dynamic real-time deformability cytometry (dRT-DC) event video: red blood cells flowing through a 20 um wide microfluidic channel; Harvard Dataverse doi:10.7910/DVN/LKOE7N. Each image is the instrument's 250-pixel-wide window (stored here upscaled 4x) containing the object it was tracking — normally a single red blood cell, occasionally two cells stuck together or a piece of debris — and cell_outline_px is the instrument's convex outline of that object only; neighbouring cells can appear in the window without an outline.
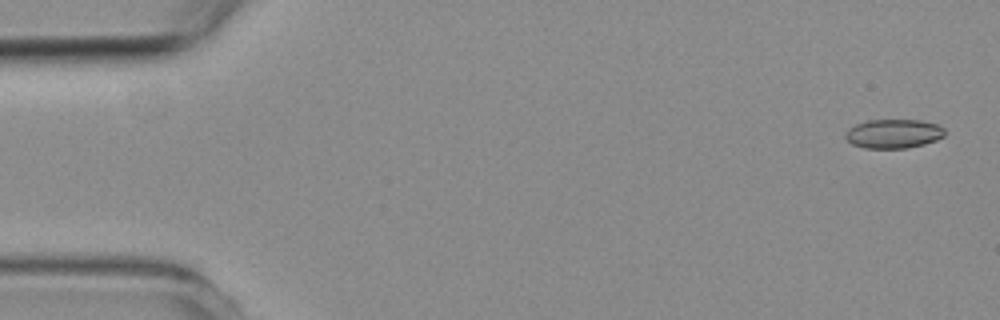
{"species": "common noctule bat (a hibernating species)", "species_latin": "Nyctalus noctula", "temperature_condition": "room temperature", "stored_images_in_passage": 4, "camera_frame_rate_fps": 3000, "um_per_image_px": 0.085, "animal": {"sex": "female", "body_mass_g": 19.3, "forearm_length_mm": 54.1}, "frame": {"image": 1, "passage_image": 1, "time_ms": 0.0, "image_size_px": [1000, 320], "cell_outline_px": [[944, 136], [936, 140], [924, 144], [908, 148], [864, 148], [852, 144], [844, 136], [848, 128], [856, 124], [868, 120], [920, 120], [936, 124], [944, 128]], "centroid_in_image_um": [75.94, 11.36], "position_along_channel_um": 9.1, "area_um2": 16.82}}
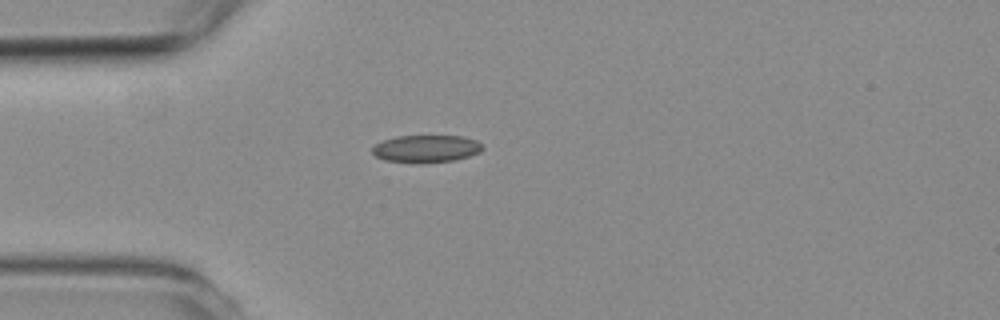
{"frame": {"image": 2, "passage_image": 3, "time_ms": 4.0, "image_size_px": [1000, 320], "cell_outline_px": [[484, 148], [480, 152], [468, 156], [452, 160], [424, 164], [416, 164], [384, 160], [376, 156], [372, 152], [372, 148], [376, 144], [384, 140], [396, 136], [464, 136], [476, 140]], "centroid_in_image_um": [36.21, 12.65], "position_along_channel_um": 48.8, "area_um2": 17.74}}